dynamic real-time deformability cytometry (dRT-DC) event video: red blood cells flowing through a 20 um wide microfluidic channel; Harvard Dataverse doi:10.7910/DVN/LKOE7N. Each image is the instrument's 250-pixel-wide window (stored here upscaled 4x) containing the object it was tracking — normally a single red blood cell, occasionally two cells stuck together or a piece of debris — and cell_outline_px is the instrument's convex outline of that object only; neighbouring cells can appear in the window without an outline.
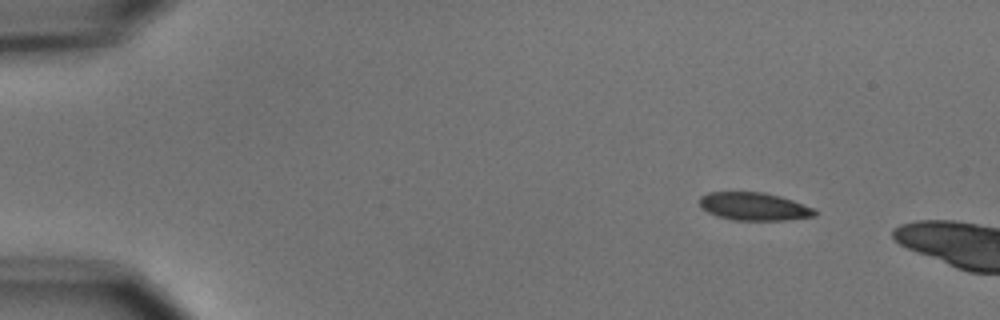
{"species": "common noctule bat (a hibernating species)", "species_latin": "Nyctalus noctula", "temperature_condition": "cold", "stored_images_in_passage": 3, "camera_frame_rate_fps": 3000, "um_per_image_px": 0.085, "animal": {"sex": "male", "body_mass_g": 15.6}, "frame": {"image": 1, "passage_image": 1, "time_ms": 0.0, "image_size_px": [1000, 320], "cell_outline_px": [[816, 216], [784, 220], [732, 220], [716, 216], [708, 212], [700, 204], [700, 196], [708, 192], [764, 192], [780, 196], [816, 208]], "centroid_in_image_um": [64.11, 17.55], "position_along_channel_um": 20.9, "area_um2": 18.79}}